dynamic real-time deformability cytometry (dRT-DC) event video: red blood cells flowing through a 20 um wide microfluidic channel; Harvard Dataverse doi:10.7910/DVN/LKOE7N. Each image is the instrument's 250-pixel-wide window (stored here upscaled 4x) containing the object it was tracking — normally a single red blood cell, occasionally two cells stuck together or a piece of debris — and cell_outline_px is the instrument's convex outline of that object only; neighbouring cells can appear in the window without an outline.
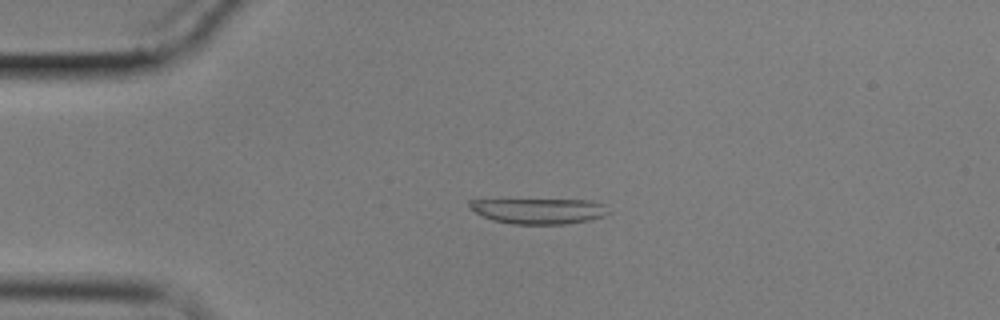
{"species": "common noctule bat (a hibernating species)", "species_latin": "Nyctalus noctula", "temperature_condition": "cold", "stored_images_in_passage": 48, "camera_frame_rate_fps": 3000, "um_per_image_px": 0.085, "animal": {"sex": "male", "body_mass_g": 17.9}, "frame": {"image": 1, "passage_image": 1, "time_ms": 0.0, "image_size_px": [1000, 320], "cell_outline_px": [[612, 212], [604, 216], [588, 220], [564, 224], [512, 224], [492, 220], [468, 208], [468, 200], [592, 200], [604, 204]], "centroid_in_image_um": [45.84, 17.93], "position_along_channel_um": 39.2, "area_um2": 20.69}}
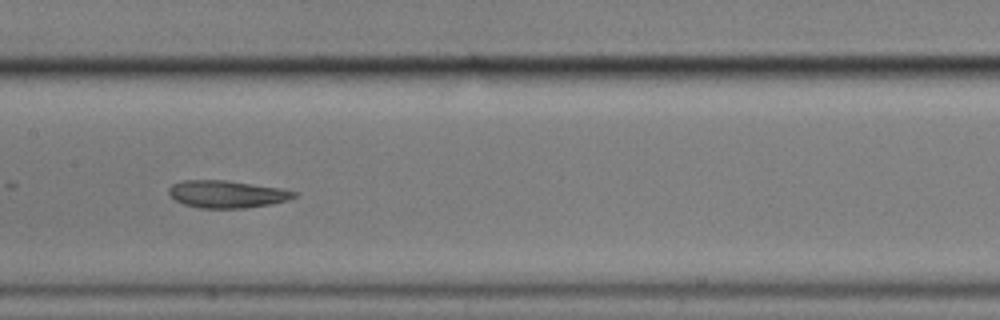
{"frame": {"image": 2, "passage_image": 18, "time_ms": 5.667, "image_size_px": [1000, 320], "cell_outline_px": [[300, 192], [296, 196], [288, 200], [272, 204], [244, 208], [200, 208], [184, 204], [176, 200], [168, 192], [168, 188], [172, 184], [180, 180], [228, 180], [284, 188]], "centroid_in_image_um": [19.34, 16.49], "position_along_channel_um": 188.1, "area_um2": 20.29}}
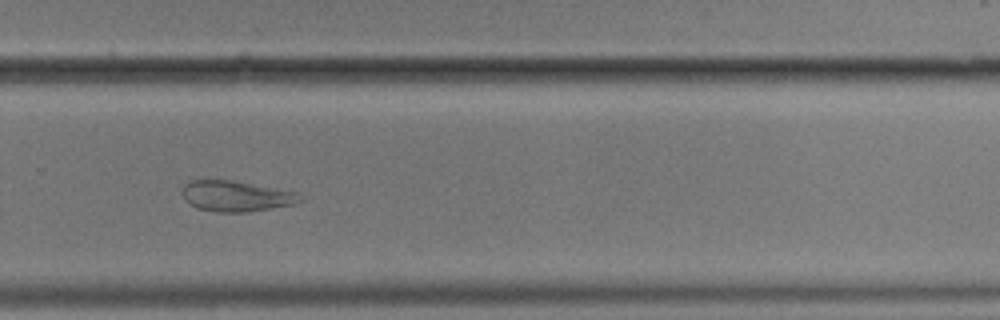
{"frame": {"image": 3, "passage_image": 29, "time_ms": 9.333, "image_size_px": [1000, 320], "cell_outline_px": [[304, 200], [292, 204], [248, 212], [216, 212], [196, 208], [188, 204], [184, 200], [180, 192], [184, 184], [188, 180], [228, 180], [296, 192], [304, 196]], "centroid_in_image_um": [19.99, 16.68], "position_along_channel_um": 309.8, "area_um2": 21.1}, "authors_computed_cell_mechanics": {"area_um2": 21.2993, "velocity_mm_per_s": 3.3225, "shape_relaxation_time_tau1_ms": null, "shape_relaxation_time_tau2_ms": 2.9468, "deformation_change_tau1": null, "deformation_change_tau2": 0.0739}}